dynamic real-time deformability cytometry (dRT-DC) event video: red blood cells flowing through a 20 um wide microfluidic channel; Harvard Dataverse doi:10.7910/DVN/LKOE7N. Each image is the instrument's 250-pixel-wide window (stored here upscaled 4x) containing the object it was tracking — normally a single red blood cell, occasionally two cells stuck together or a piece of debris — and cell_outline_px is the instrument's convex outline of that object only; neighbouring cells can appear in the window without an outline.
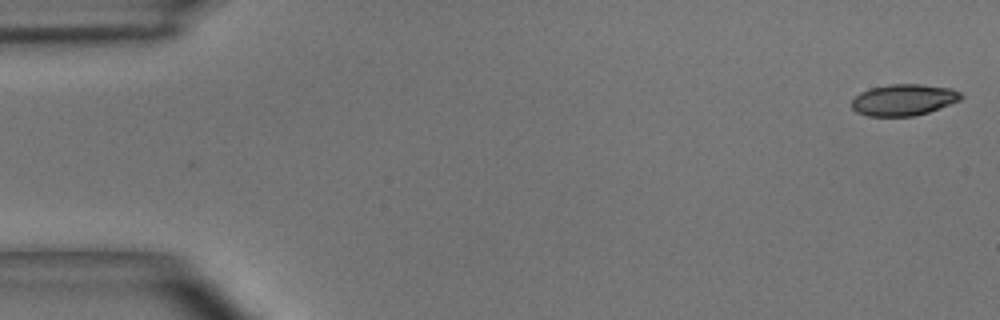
{"species": "common noctule bat (a hibernating species)", "species_latin": "Nyctalus noctula", "temperature_condition": "room temperature", "stored_images_in_passage": 49, "camera_frame_rate_fps": 3000, "um_per_image_px": 0.085, "animal": {"sex": "male", "body_mass_g": 15.6}, "frame": {"image": 1, "passage_image": 1, "time_ms": 0.0, "image_size_px": [1000, 320], "cell_outline_px": [[964, 96], [960, 100], [928, 112], [916, 116], [868, 116], [856, 112], [852, 108], [852, 100], [860, 92], [872, 88], [888, 84], [920, 84], [952, 88], [960, 92]], "centroid_in_image_um": [76.81, 8.48], "position_along_channel_um": 8.2, "area_um2": 20.0}}
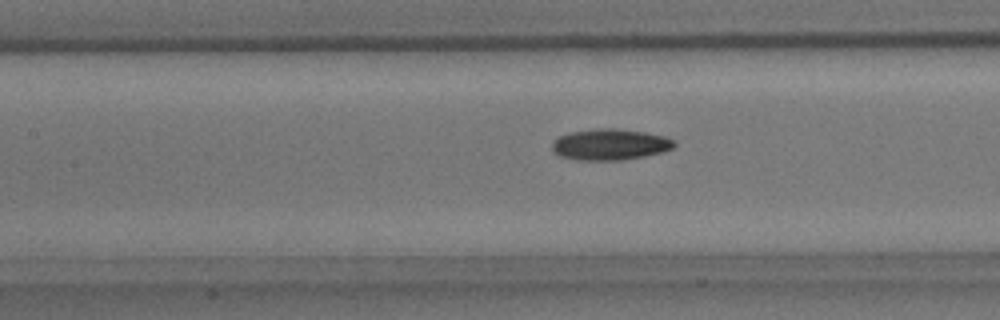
{"frame": {"image": 2, "passage_image": 22, "time_ms": 7.0, "image_size_px": [1000, 320], "cell_outline_px": [[676, 144], [672, 148], [660, 152], [644, 156], [620, 160], [576, 160], [560, 156], [552, 148], [552, 144], [560, 136], [568, 132], [596, 128], [616, 128], [644, 132], [664, 136], [672, 140]], "centroid_in_image_um": [51.83, 12.27], "position_along_channel_um": 155.6, "area_um2": 21.96}}
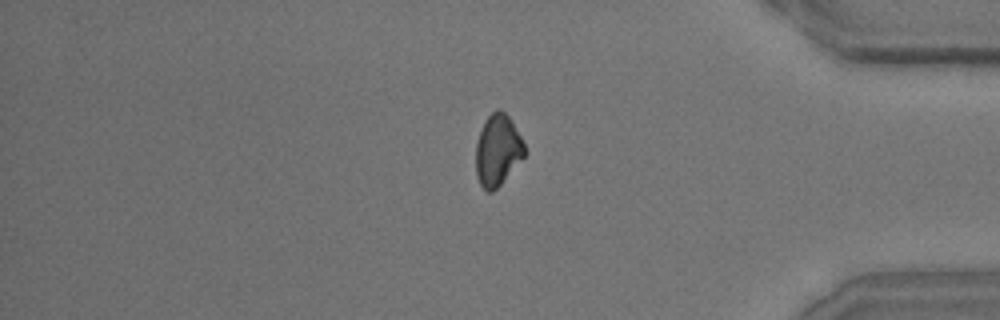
{"frame": {"image": 3, "passage_image": 42, "time_ms": 13.667, "image_size_px": [1000, 320], "cell_outline_px": [[524, 156], [500, 184], [492, 192], [488, 192], [480, 184], [476, 176], [476, 144], [484, 120], [496, 108], [500, 108], [508, 116], [520, 136], [524, 144]], "centroid_in_image_um": [42.27, 12.75], "position_along_channel_um": 392.9, "area_um2": 19.88}}